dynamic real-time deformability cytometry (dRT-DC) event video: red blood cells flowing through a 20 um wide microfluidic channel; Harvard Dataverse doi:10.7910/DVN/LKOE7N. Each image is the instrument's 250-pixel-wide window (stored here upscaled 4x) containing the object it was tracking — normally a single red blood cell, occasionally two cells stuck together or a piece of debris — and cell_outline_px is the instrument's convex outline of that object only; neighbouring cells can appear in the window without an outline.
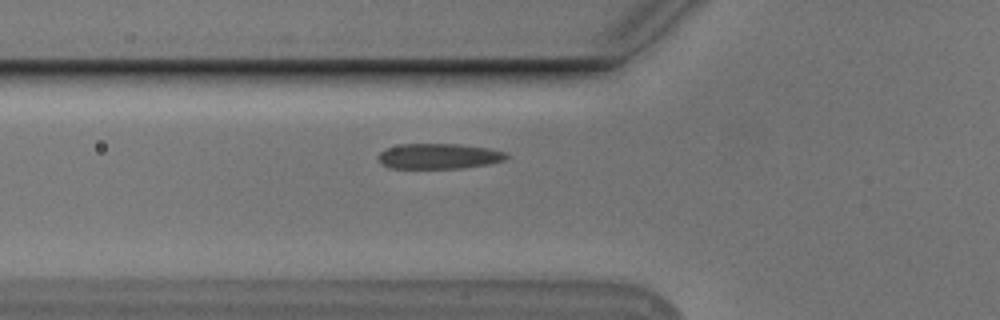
{"species": "Egyptian fruit bat (a non-hibernating species)", "species_latin": "Rousettus aegyptiacus", "temperature_condition": "cold", "stored_images_in_passage": 35, "camera_frame_rate_fps": 3000, "um_per_image_px": 0.085, "animal": {"sex": "male"}, "frame": {"image": 1, "passage_image": 2, "time_ms": 0.333, "image_size_px": [1000, 320], "cell_outline_px": [[508, 156], [504, 160], [488, 164], [460, 168], [388, 168], [380, 164], [376, 156], [380, 152], [388, 148], [400, 144], [460, 144], [488, 148], [504, 152]], "centroid_in_image_um": [37.24, 13.28], "position_along_channel_um": 88.6, "area_um2": 18.96}}
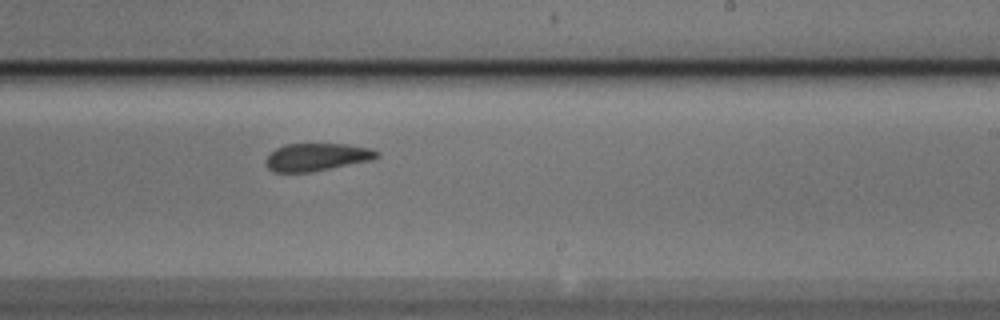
{"frame": {"image": 2, "passage_image": 16, "time_ms": 5.0, "image_size_px": [1000, 320], "cell_outline_px": [[380, 156], [372, 160], [312, 172], [272, 172], [264, 164], [264, 160], [276, 148], [284, 144], [344, 144], [368, 148], [380, 152]], "centroid_in_image_um": [26.9, 13.36], "position_along_channel_um": 262.1, "area_um2": 17.98}}
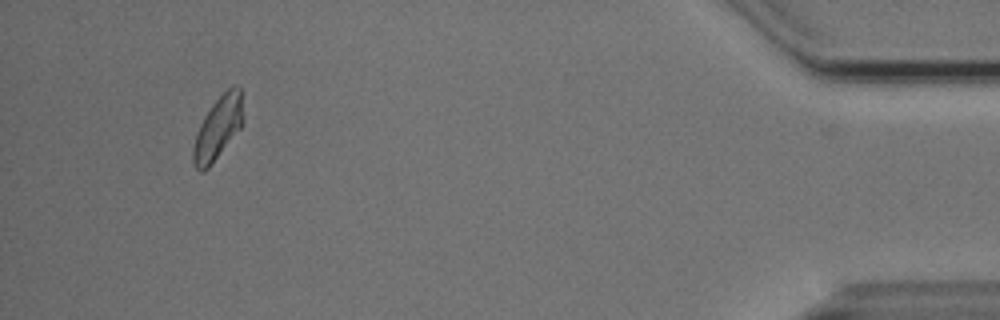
{"frame": {"image": 3, "passage_image": 34, "time_ms": 11.0, "image_size_px": [1000, 320], "cell_outline_px": [[244, 120], [240, 128], [208, 168], [204, 172], [200, 172], [192, 164], [192, 148], [196, 132], [204, 116], [212, 104], [232, 84], [240, 88]], "centroid_in_image_um": [18.5, 10.89], "position_along_channel_um": 416.7, "area_um2": 18.26}}